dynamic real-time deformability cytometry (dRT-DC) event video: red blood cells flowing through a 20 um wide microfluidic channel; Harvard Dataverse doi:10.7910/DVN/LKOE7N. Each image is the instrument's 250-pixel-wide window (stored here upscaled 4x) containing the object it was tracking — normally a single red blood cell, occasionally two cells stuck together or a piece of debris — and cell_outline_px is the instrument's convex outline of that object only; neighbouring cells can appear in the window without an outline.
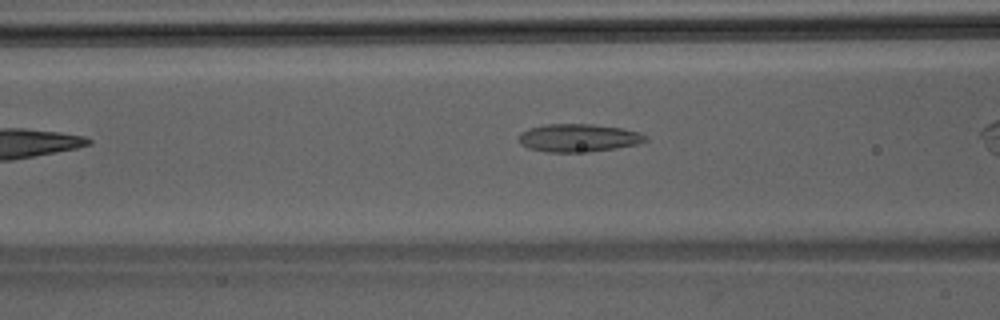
{"species": "Egyptian fruit bat (a non-hibernating species)", "species_latin": "Rousettus aegyptiacus", "temperature_condition": "room temperature", "stored_images_in_passage": 5, "camera_frame_rate_fps": 3000, "um_per_image_px": 0.085, "animal": {"sex": "male"}, "frame": {"image": 1, "passage_image": 4, "time_ms": 1.0, "image_size_px": [1000, 320], "cell_outline_px": [[648, 140], [636, 144], [616, 148], [588, 152], [548, 152], [528, 148], [520, 144], [520, 132], [528, 128], [544, 124], [592, 124], [620, 128], [640, 132], [648, 136]], "centroid_in_image_um": [49.16, 11.72], "position_along_channel_um": 117.4, "area_um2": 20.69}}